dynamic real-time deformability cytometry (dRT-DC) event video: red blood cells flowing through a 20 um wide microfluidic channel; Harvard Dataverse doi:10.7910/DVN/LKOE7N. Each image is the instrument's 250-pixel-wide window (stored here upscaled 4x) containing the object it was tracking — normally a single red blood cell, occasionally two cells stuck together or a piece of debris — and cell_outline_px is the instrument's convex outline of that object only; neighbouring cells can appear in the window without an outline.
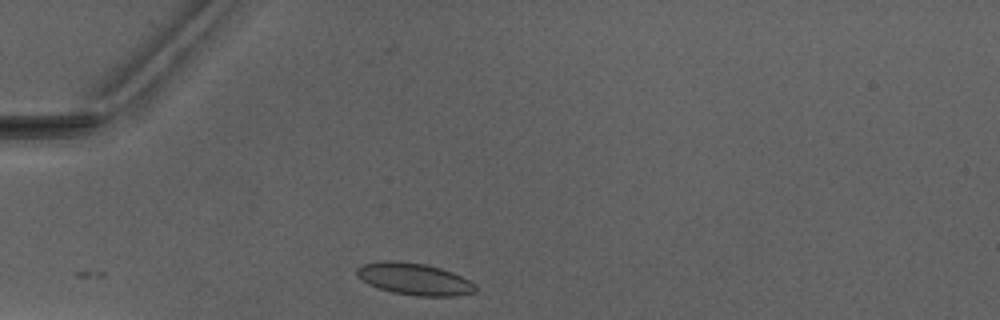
{"species": "Egyptian fruit bat (a non-hibernating species)", "species_latin": "Rousettus aegyptiacus", "temperature_condition": "warm", "stored_images_in_passage": 3, "camera_frame_rate_fps": 3000, "um_per_image_px": 0.085, "animal": {"sex": "male"}, "frame": {"image": 1, "passage_image": 1, "time_ms": 0.0, "image_size_px": [1000, 320], "cell_outline_px": [[476, 292], [456, 296], [416, 296], [392, 292], [368, 284], [356, 272], [356, 268], [364, 264], [384, 260], [396, 260], [424, 264], [440, 268], [452, 272], [476, 284]], "centroid_in_image_um": [35.24, 23.72], "position_along_channel_um": 49.8, "area_um2": 21.91}}